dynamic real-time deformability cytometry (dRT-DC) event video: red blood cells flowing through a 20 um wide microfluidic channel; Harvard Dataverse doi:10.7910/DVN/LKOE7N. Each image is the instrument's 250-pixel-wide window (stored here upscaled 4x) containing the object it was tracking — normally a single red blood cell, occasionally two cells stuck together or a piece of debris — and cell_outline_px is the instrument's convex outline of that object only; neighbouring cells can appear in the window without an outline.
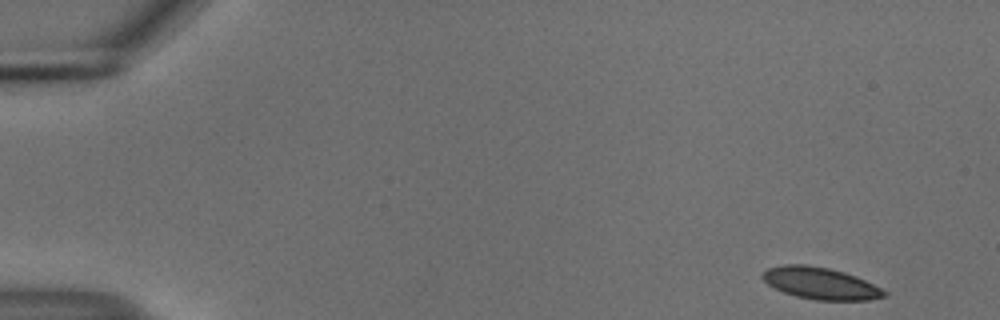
{"species": "common noctule bat (a hibernating species)", "species_latin": "Nyctalus noctula", "temperature_condition": "cold", "stored_images_in_passage": 52, "camera_frame_rate_fps": 3000, "um_per_image_px": 0.085, "animal": {"sex": "male", "body_mass_g": 18.8}, "frame": {"image": 1, "passage_image": 1, "time_ms": 0.0, "image_size_px": [1000, 320], "cell_outline_px": [[888, 296], [872, 300], [816, 300], [796, 296], [784, 292], [768, 284], [760, 276], [768, 268], [784, 264], [808, 264], [828, 268], [844, 272], [856, 276], [888, 292]], "centroid_in_image_um": [69.76, 24.08], "position_along_channel_um": 15.2, "area_um2": 22.54}}
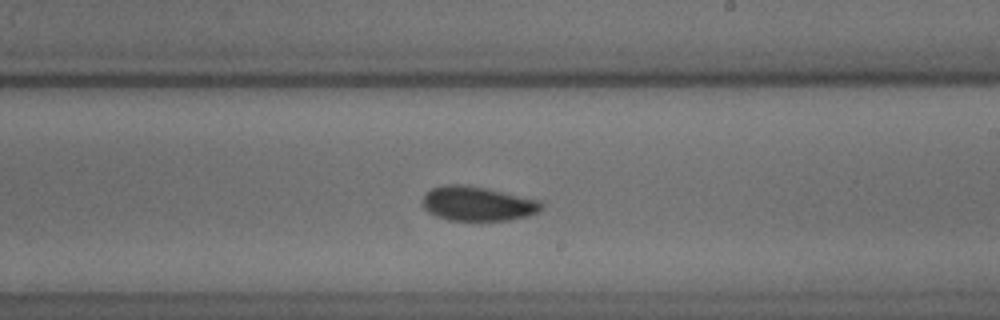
{"frame": {"image": 2, "passage_image": 30, "time_ms": 9.667, "image_size_px": [1000, 320], "cell_outline_px": [[544, 204], [540, 212], [528, 216], [508, 220], [448, 220], [436, 216], [428, 212], [420, 204], [420, 200], [424, 192], [432, 188], [444, 184], [464, 184], [488, 188], [540, 200]], "centroid_in_image_um": [40.56, 17.3], "position_along_channel_um": 248.4, "area_um2": 24.39}}
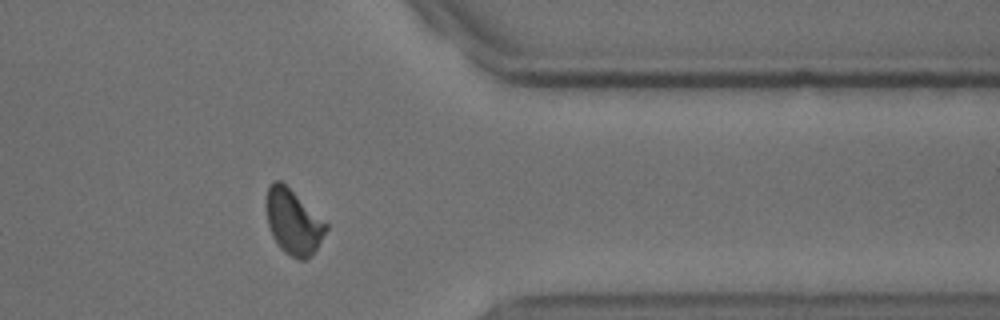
{"frame": {"image": 3, "passage_image": 42, "time_ms": 13.667, "image_size_px": [1000, 320], "cell_outline_px": [[328, 228], [312, 256], [304, 260], [300, 260], [284, 252], [280, 248], [272, 236], [268, 224], [264, 204], [268, 184], [276, 180], [280, 180], [328, 224]], "centroid_in_image_um": [24.89, 18.86], "position_along_channel_um": 386.5, "area_um2": 22.66}, "authors_computed_cell_mechanics": {"area_um2": 22.8888, "velocity_mm_per_s": 3.7005, "shape_relaxation_time_tau1_ms": 3.2832, "shape_relaxation_time_tau2_ms": 2.9386, "deformation_change_tau1": 0.0937, "deformation_change_tau2": 0.0613}}